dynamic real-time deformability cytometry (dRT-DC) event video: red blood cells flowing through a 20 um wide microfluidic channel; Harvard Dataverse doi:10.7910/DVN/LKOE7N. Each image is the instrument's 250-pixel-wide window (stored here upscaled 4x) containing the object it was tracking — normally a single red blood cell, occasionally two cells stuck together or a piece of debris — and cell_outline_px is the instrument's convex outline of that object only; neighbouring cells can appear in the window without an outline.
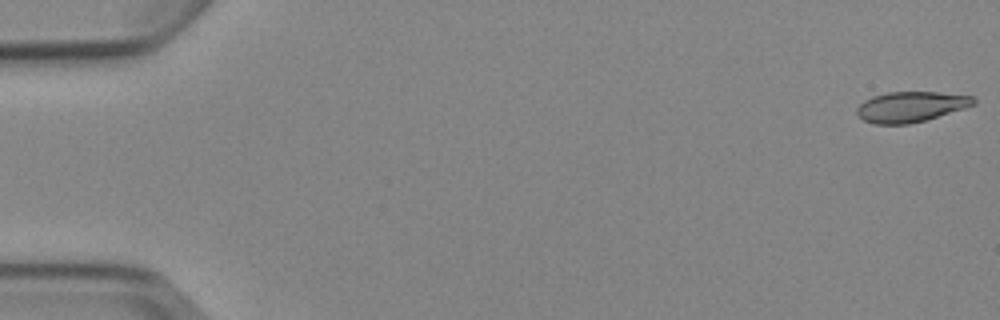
{"species": "Egyptian fruit bat (a non-hibernating species)", "species_latin": "Rousettus aegyptiacus", "temperature_condition": "cold", "stored_images_in_passage": 3, "camera_frame_rate_fps": 3000, "um_per_image_px": 0.085, "animal": {"sex": "female"}, "frame": {"image": 1, "passage_image": 1, "time_ms": 0.0, "image_size_px": [1000, 320], "cell_outline_px": [[976, 104], [964, 108], [924, 120], [908, 124], [872, 124], [856, 116], [856, 108], [864, 100], [872, 96], [888, 92], [936, 92], [972, 96], [976, 100]], "centroid_in_image_um": [77.36, 9.07], "position_along_channel_um": 7.6, "area_um2": 20.63}}